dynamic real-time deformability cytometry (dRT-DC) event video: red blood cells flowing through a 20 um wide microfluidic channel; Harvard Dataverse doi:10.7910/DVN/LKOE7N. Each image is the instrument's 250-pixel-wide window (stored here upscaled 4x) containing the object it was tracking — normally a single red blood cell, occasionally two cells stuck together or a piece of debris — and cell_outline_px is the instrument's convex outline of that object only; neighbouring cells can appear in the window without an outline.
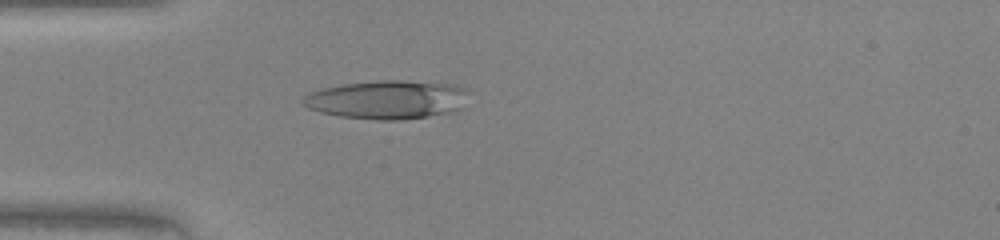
{"species": "human", "species_latin": "Homo sapiens", "temperature_condition": "warm", "stored_images_in_passage": 47, "camera_frame_rate_fps": 3000, "um_per_image_px": 0.085, "donor": {"sex": "female"}, "frame": {"image": 1, "passage_image": 14, "time_ms": 4.333, "image_size_px": [1000, 240], "cell_outline_px": [[468, 92], [460, 108], [448, 112], [428, 116], [400, 120], [376, 120], [340, 116], [320, 112], [308, 108], [300, 104], [304, 96], [308, 92], [340, 84], [380, 80], [404, 80], [452, 84], [468, 88]], "centroid_in_image_um": [32.86, 8.46], "position_along_channel_um": 52.1, "area_um2": 37.4}}
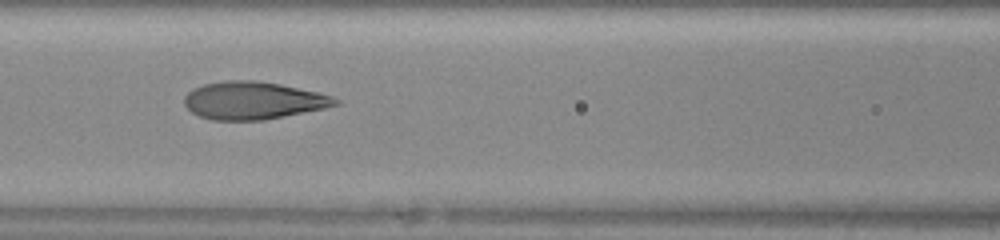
{"frame": {"image": 2, "passage_image": 21, "time_ms": 6.667, "image_size_px": [1000, 240], "cell_outline_px": [[340, 104], [324, 108], [264, 120], [212, 120], [200, 116], [192, 112], [184, 104], [184, 96], [192, 88], [204, 84], [224, 80], [256, 80], [280, 84], [316, 92], [332, 96], [340, 100]], "centroid_in_image_um": [21.5, 8.54], "position_along_channel_um": 145.1, "area_um2": 33.06}}